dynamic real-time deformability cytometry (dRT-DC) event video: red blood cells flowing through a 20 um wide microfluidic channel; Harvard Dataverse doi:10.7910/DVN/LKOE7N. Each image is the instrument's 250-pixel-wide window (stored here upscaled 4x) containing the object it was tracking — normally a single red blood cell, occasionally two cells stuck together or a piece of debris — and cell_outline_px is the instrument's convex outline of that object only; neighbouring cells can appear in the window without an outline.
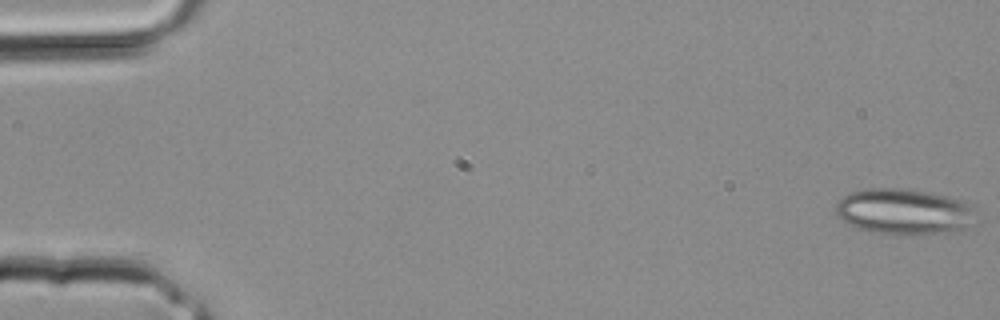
{"species": "common noctule bat (a hibernating species)", "species_latin": "Nyctalus noctula", "temperature_condition": "room temperature", "stored_images_in_passage": 35, "segment_of_instrument_passage": [1, 2], "camera_frame_rate_fps": 3000, "um_per_image_px": 0.085, "animal": {"sex": "male", "body_mass_g": 20.4}, "frame": {"image": 1, "passage_image": 1, "time_ms": 0.0, "image_size_px": [1000, 320], "cell_outline_px": [[984, 220], [976, 224], [964, 228], [936, 232], [896, 236], [884, 236], [860, 228], [836, 216], [836, 204], [844, 196], [852, 192], [864, 188], [904, 188], [948, 196], [976, 204]], "centroid_in_image_um": [76.99, 17.99], "position_along_channel_um": 8.0, "area_um2": 38.44}}